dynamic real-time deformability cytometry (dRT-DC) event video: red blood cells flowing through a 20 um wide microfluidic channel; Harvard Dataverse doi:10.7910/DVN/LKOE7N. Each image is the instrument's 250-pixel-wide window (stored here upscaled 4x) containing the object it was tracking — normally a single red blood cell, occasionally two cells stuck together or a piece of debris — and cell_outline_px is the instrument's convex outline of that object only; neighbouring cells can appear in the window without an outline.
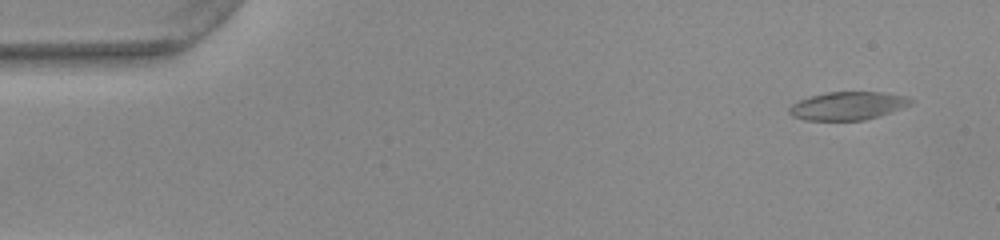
{"species": "common noctule bat (a hibernating species)", "species_latin": "Nyctalus noctula", "temperature_condition": "warm", "stored_images_in_passage": 52, "camera_frame_rate_fps": 3000, "um_per_image_px": 0.085, "animal": {"sex": "female", "body_mass_g": 22.0, "forearm_length_mm": 56.7}, "frame": {"image": 1, "passage_image": 3, "time_ms": 0.667, "image_size_px": [1000, 240], "cell_outline_px": [[912, 104], [864, 120], [804, 120], [792, 116], [788, 112], [788, 108], [792, 104], [800, 100], [812, 96], [828, 92], [884, 92], [908, 96], [912, 100]], "centroid_in_image_um": [72.04, 8.99], "position_along_channel_um": 13.0, "area_um2": 19.71}}
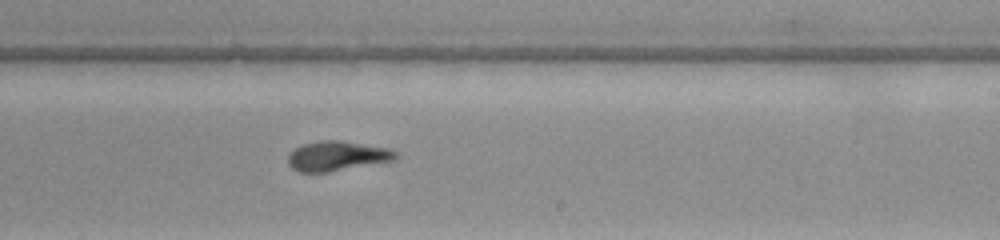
{"frame": {"image": 2, "passage_image": 31, "time_ms": 10.0, "image_size_px": [1000, 240], "cell_outline_px": [[400, 156], [396, 160], [328, 172], [300, 172], [292, 168], [288, 164], [288, 156], [296, 148], [304, 144], [320, 140], [340, 140], [388, 148], [396, 152]], "centroid_in_image_um": [28.68, 13.26], "position_along_channel_um": 260.3, "area_um2": 18.61}}
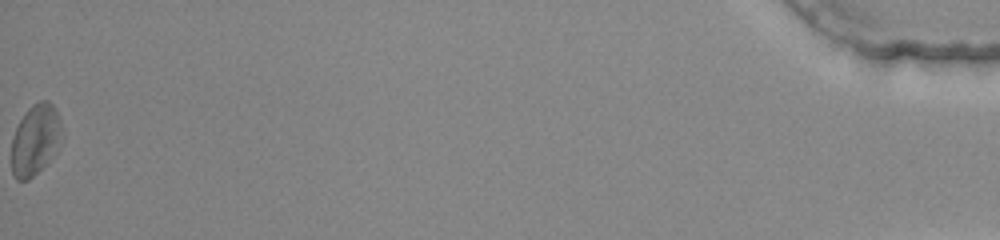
{"frame": {"image": 3, "passage_image": 52, "time_ms": 17.0, "image_size_px": [1000, 240], "cell_outline_px": [[64, 136], [48, 160], [28, 180], [16, 180], [12, 172], [12, 136], [24, 112], [32, 104], [40, 100], [48, 100], [52, 104], [60, 120], [64, 132]], "centroid_in_image_um": [3.0, 11.83], "position_along_channel_um": 432.2, "area_um2": 20.63}, "authors_computed_cell_mechanics": {"area_um2": 19.2763, "velocity_mm_per_s": 3.9286, "shape_relaxation_time_tau1_ms": 5.547, "shape_relaxation_time_tau2_ms": 2.8771, "deformation_change_tau1": 0.1967, "deformation_change_tau2": 0.0996}}